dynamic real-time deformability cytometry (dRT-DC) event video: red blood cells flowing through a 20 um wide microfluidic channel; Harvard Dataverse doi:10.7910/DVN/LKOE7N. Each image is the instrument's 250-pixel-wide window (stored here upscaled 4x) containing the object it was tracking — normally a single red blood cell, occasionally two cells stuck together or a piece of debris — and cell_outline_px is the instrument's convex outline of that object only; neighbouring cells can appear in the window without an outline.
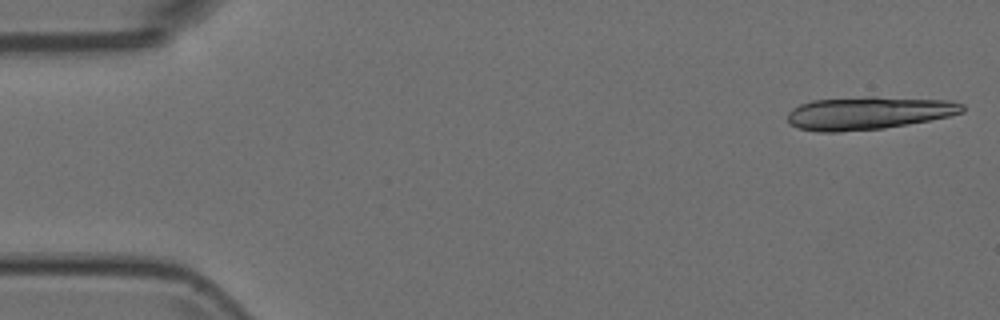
{"species": "Egyptian fruit bat (a non-hibernating species)", "species_latin": "Rousettus aegyptiacus", "temperature_condition": "room temperature", "stored_images_in_passage": 17, "camera_frame_rate_fps": 3000, "um_per_image_px": 0.085, "animal": {"sex": "female"}, "frame": {"image": 1, "passage_image": 1, "time_ms": 0.0, "image_size_px": [1000, 320], "cell_outline_px": [[964, 112], [948, 116], [908, 124], [884, 128], [840, 132], [820, 132], [800, 128], [788, 124], [788, 112], [792, 108], [800, 104], [812, 100], [868, 96], [876, 96], [952, 100], [964, 104]], "centroid_in_image_um": [73.82, 9.59], "position_along_channel_um": 11.2, "area_um2": 33.81}}